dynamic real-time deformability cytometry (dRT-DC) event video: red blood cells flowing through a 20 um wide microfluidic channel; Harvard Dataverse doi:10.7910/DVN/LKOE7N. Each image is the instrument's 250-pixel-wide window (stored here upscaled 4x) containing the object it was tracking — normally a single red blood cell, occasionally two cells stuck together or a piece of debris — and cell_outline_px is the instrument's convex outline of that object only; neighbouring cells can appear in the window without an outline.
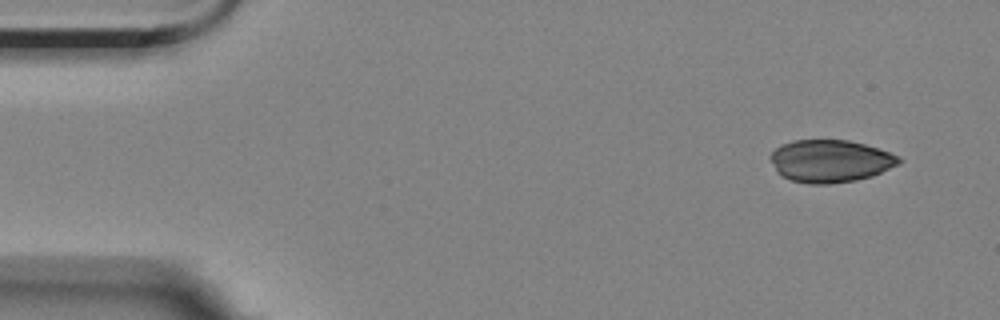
{"species": "Egyptian fruit bat (a non-hibernating species)", "species_latin": "Rousettus aegyptiacus", "temperature_condition": "room temperature", "stored_images_in_passage": 3, "camera_frame_rate_fps": 3000, "um_per_image_px": 0.085, "animal": {"sex": "female"}, "frame": {"image": 1, "passage_image": 3, "time_ms": 2.333, "image_size_px": [1000, 320], "cell_outline_px": [[904, 160], [900, 164], [872, 176], [856, 180], [828, 184], [808, 184], [792, 180], [776, 172], [768, 156], [780, 144], [792, 140], [848, 140], [864, 144], [900, 156]], "centroid_in_image_um": [70.57, 13.68], "position_along_channel_um": 14.4, "area_um2": 31.96}}